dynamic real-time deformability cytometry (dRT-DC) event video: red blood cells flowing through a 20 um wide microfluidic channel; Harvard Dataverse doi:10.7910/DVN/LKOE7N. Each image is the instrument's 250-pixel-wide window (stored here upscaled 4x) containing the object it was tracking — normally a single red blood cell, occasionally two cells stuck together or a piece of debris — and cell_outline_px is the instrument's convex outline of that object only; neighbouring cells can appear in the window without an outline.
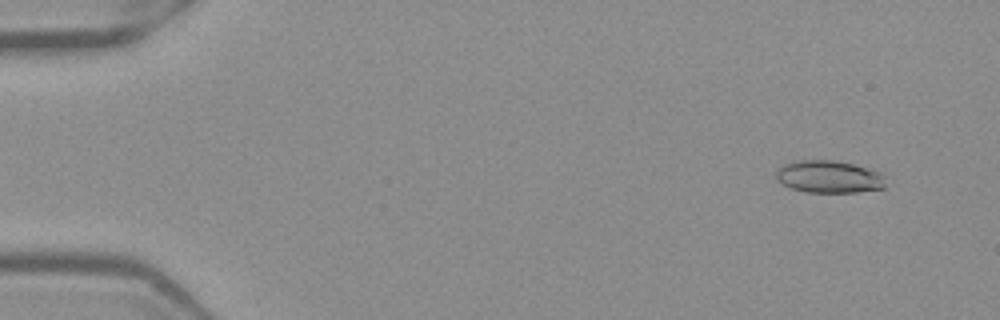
{"species": "Egyptian fruit bat (a non-hibernating species)", "species_latin": "Rousettus aegyptiacus", "temperature_condition": "warm", "stored_images_in_passage": 53, "camera_frame_rate_fps": 3000, "um_per_image_px": 0.085, "frame": {"image": 1, "passage_image": 5, "time_ms": 1.333, "image_size_px": [1000, 320], "cell_outline_px": [[884, 188], [856, 192], [808, 192], [792, 188], [776, 180], [776, 168], [784, 164], [796, 160], [832, 160], [872, 168], [880, 172], [884, 176]], "centroid_in_image_um": [70.46, 15.01], "position_along_channel_um": 14.5, "area_um2": 20.75}}
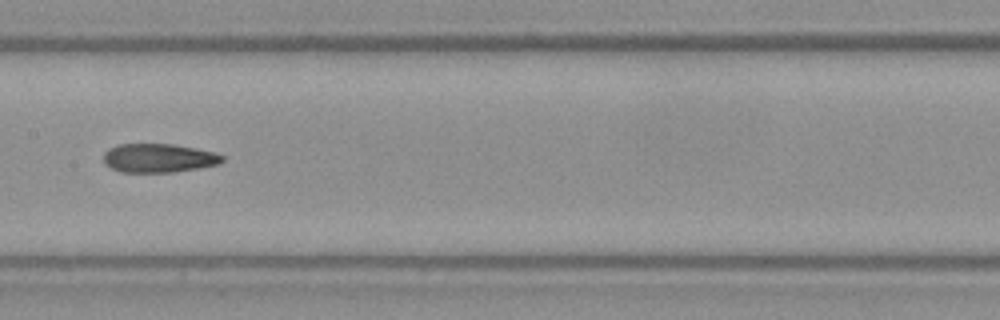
{"frame": {"image": 2, "passage_image": 28, "time_ms": 9.0, "image_size_px": [1000, 320], "cell_outline_px": [[224, 160], [220, 164], [200, 168], [172, 172], [120, 172], [104, 164], [104, 152], [108, 148], [116, 144], [172, 144], [196, 148], [216, 152], [224, 156]], "centroid_in_image_um": [13.5, 13.43], "position_along_channel_um": 193.9, "area_um2": 20.17}}
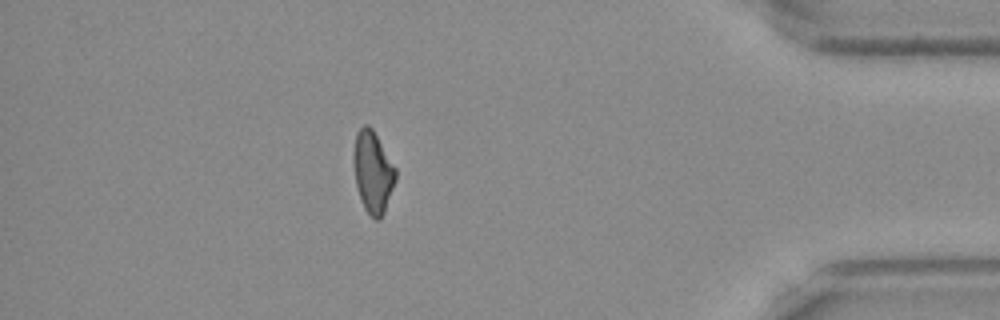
{"frame": {"image": 3, "passage_image": 47, "time_ms": 15.333, "image_size_px": [1000, 320], "cell_outline_px": [[396, 180], [384, 212], [380, 220], [376, 220], [364, 208], [360, 200], [356, 184], [352, 156], [356, 132], [364, 124], [368, 124], [372, 128], [396, 168]], "centroid_in_image_um": [31.68, 14.6], "position_along_channel_um": 403.5, "area_um2": 20.06}, "authors_computed_cell_mechanics": {"area_um2": 20.3456, "velocity_mm_per_s": 3.9518, "shape_relaxation_time_tau1_ms": null, "shape_relaxation_time_tau2_ms": 3.9296, "deformation_change_tau1": null, "deformation_change_tau2": 0.1214}}